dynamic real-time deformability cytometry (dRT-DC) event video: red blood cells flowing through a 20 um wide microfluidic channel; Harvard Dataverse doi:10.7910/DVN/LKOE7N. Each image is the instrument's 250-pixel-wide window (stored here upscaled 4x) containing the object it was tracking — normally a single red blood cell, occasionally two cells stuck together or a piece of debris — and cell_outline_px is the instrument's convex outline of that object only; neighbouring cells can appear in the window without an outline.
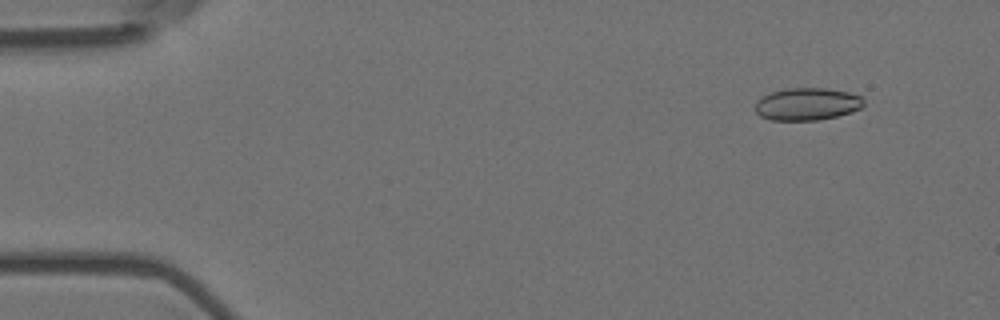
{"species": "Egyptian fruit bat (a non-hibernating species)", "species_latin": "Rousettus aegyptiacus", "temperature_condition": "room temperature", "stored_images_in_passage": 6, "camera_frame_rate_fps": 3000, "um_per_image_px": 0.085, "animal": {"sex": "female"}, "frame": {"image": 1, "passage_image": 2, "time_ms": 0.333, "image_size_px": [1000, 320], "cell_outline_px": [[864, 104], [860, 108], [852, 112], [820, 120], [772, 120], [760, 116], [756, 112], [756, 100], [760, 96], [784, 88], [824, 88], [848, 92], [860, 96], [864, 100]], "centroid_in_image_um": [68.58, 8.84], "position_along_channel_um": 16.4, "area_um2": 20.58}}
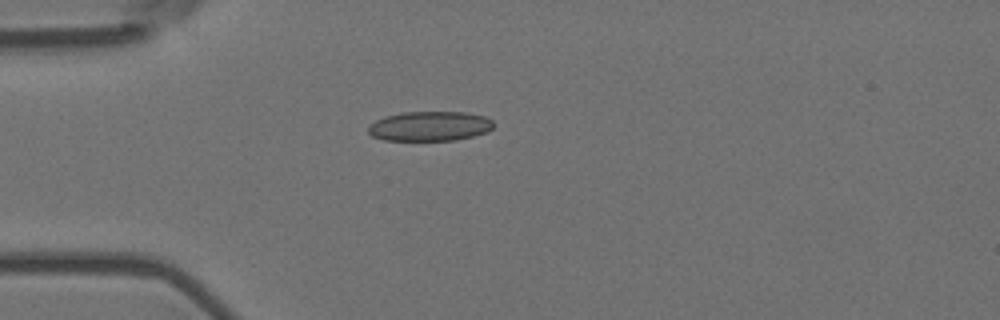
{"frame": {"image": 2, "passage_image": 5, "time_ms": 1.333, "image_size_px": [1000, 320], "cell_outline_px": [[492, 128], [488, 132], [456, 140], [384, 140], [372, 136], [368, 132], [368, 128], [376, 120], [384, 116], [400, 112], [468, 112], [484, 116], [492, 120]], "centroid_in_image_um": [36.53, 10.72], "position_along_channel_um": 48.5, "area_um2": 21.68}}